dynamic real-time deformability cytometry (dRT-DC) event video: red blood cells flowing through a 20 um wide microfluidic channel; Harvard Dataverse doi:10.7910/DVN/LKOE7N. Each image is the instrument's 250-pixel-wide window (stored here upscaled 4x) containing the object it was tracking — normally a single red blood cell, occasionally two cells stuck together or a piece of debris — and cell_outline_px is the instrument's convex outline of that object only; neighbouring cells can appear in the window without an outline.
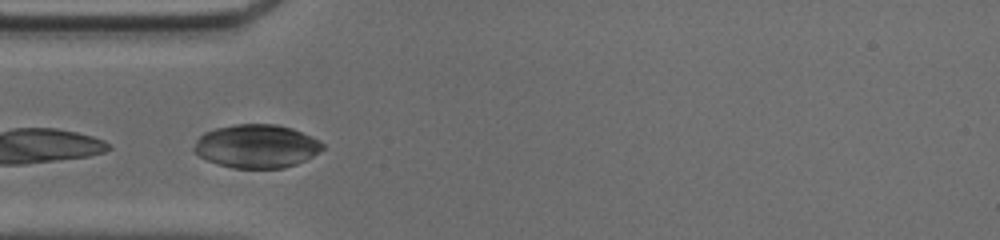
{"species": "common noctule bat (a hibernating species)", "species_latin": "Nyctalus noctula", "temperature_condition": "cold", "stored_images_in_passage": 17, "camera_frame_rate_fps": 3000, "um_per_image_px": 0.085, "animal": {"sex": "male", "body_mass_g": 20.0, "forearm_length_mm": 53.3}, "frame": {"image": 1, "passage_image": 13, "time_ms": 4.0, "image_size_px": [1000, 240], "cell_outline_px": [[324, 148], [312, 156], [296, 164], [284, 168], [232, 168], [216, 164], [192, 152], [192, 148], [196, 140], [204, 132], [216, 128], [232, 124], [276, 124], [292, 128], [312, 136], [320, 140], [324, 144]], "centroid_in_image_um": [21.79, 12.42], "position_along_channel_um": 63.2, "area_um2": 32.77}}